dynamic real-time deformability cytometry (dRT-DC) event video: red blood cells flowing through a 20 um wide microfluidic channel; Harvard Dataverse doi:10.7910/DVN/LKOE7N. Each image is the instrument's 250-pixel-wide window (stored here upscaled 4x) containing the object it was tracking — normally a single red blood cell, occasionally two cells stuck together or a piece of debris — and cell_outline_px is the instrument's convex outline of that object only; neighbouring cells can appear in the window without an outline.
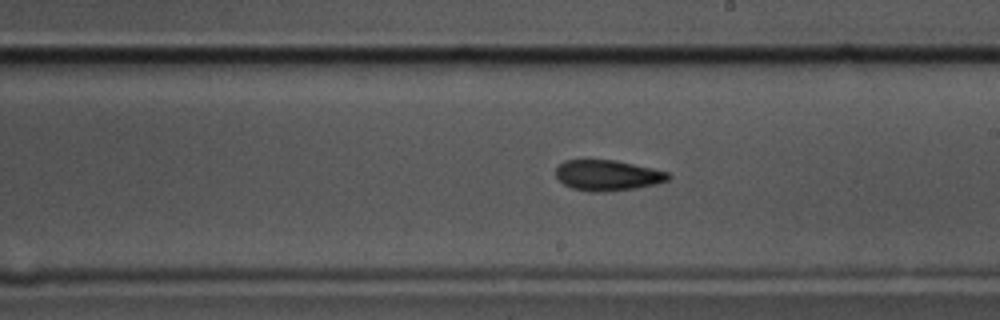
{"species": "common noctule bat (a hibernating species)", "species_latin": "Nyctalus noctula", "temperature_condition": "cold", "stored_images_in_passage": 56, "camera_frame_rate_fps": 3000, "um_per_image_px": 0.085, "animal": {"sex": "male", "body_mass_g": 17.5, "forearm_length_mm": 52.3}, "frame": {"image": 1, "passage_image": 32, "time_ms": 10.333, "image_size_px": [1000, 320], "cell_outline_px": [[672, 176], [668, 180], [656, 184], [632, 188], [600, 192], [592, 192], [572, 188], [564, 184], [556, 176], [556, 168], [564, 160], [588, 156], [616, 160], [652, 168], [668, 172]], "centroid_in_image_um": [51.59, 14.84], "position_along_channel_um": 237.4, "area_um2": 20.63}}
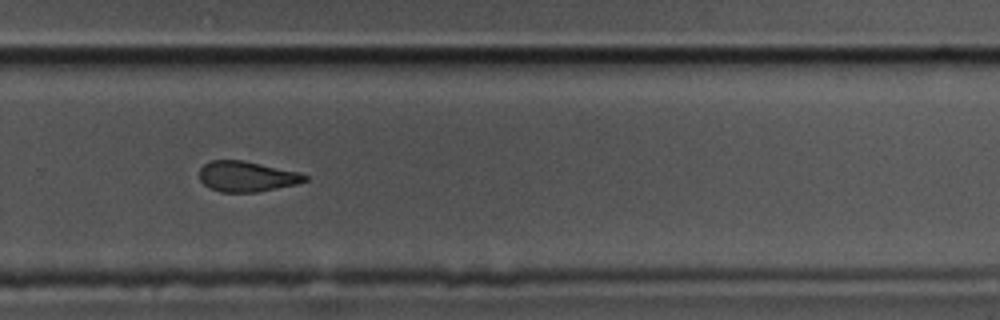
{"frame": {"image": 2, "passage_image": 38, "time_ms": 12.333, "image_size_px": [1000, 320], "cell_outline_px": [[308, 180], [296, 184], [256, 192], [220, 192], [208, 188], [200, 180], [200, 168], [204, 164], [212, 160], [244, 160], [300, 172], [308, 176]], "centroid_in_image_um": [20.97, 14.99], "position_along_channel_um": 308.8, "area_um2": 18.79}}
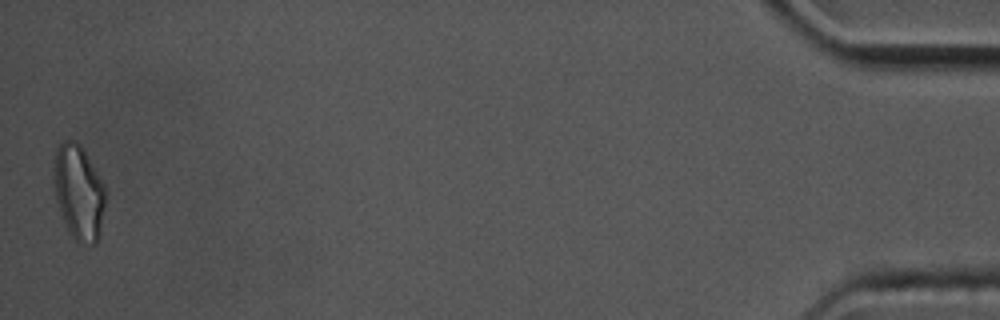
{"frame": {"image": 3, "passage_image": 56, "time_ms": 18.333, "image_size_px": [1000, 320], "cell_outline_px": [[104, 204], [100, 236], [96, 244], [92, 244], [76, 240], [68, 232], [64, 224], [56, 200], [52, 176], [52, 168], [56, 148], [64, 140], [76, 140], [84, 148], [104, 184]], "centroid_in_image_um": [6.66, 16.3], "position_along_channel_um": 428.5, "area_um2": 28.9}, "authors_computed_cell_mechanics": {"area_um2": 20.0566, "velocity_mm_per_s": 3.5686, "shape_relaxation_time_tau1_ms": 3.8956, "shape_relaxation_time_tau2_ms": 5.9051, "deformation_change_tau1": 0.1289, "deformation_change_tau2": 0.1521}}